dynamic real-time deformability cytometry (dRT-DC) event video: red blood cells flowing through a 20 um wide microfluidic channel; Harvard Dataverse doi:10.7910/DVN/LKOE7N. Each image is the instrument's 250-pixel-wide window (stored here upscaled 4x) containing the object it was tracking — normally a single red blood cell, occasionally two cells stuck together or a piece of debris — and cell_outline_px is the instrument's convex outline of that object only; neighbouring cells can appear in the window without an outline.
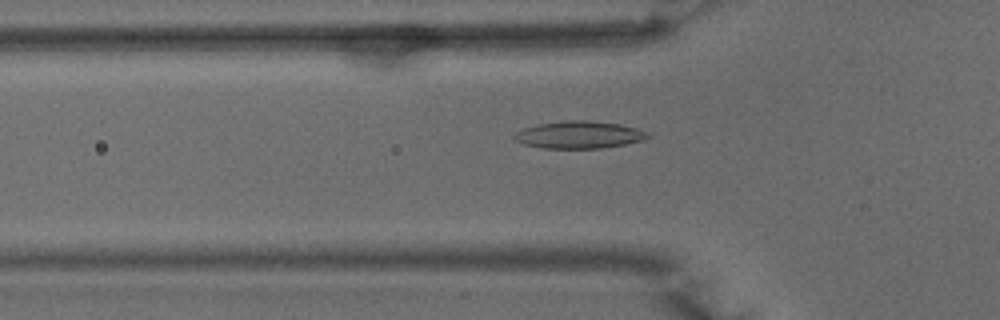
{"species": "common noctule bat (a hibernating species)", "species_latin": "Nyctalus noctula", "temperature_condition": "warm", "stored_images_in_passage": 50, "camera_frame_rate_fps": 3000, "um_per_image_px": 0.085, "animal": {"sex": "male", "body_mass_g": 15.6}, "frame": {"image": 1, "passage_image": 16, "time_ms": 5.0, "image_size_px": [1000, 320], "cell_outline_px": [[652, 136], [644, 140], [624, 144], [600, 148], [544, 148], [524, 144], [516, 140], [512, 136], [516, 132], [524, 128], [536, 124], [564, 120], [588, 120], [620, 124], [636, 128], [648, 132]], "centroid_in_image_um": [49.23, 11.44], "position_along_channel_um": 76.6, "area_um2": 21.27}}
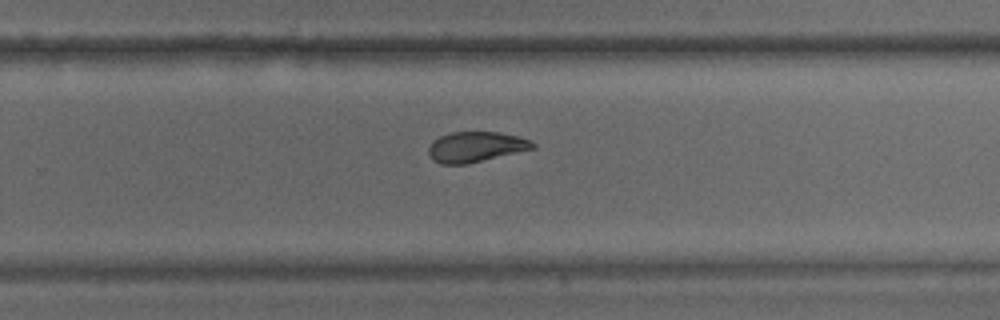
{"frame": {"image": 2, "passage_image": 32, "time_ms": 10.333, "image_size_px": [1000, 320], "cell_outline_px": [[536, 148], [468, 164], [440, 164], [432, 160], [428, 152], [428, 148], [432, 140], [440, 136], [452, 132], [500, 132], [516, 136], [528, 140], [536, 144]], "centroid_in_image_um": [40.41, 12.49], "position_along_channel_um": 289.4, "area_um2": 18.5}}
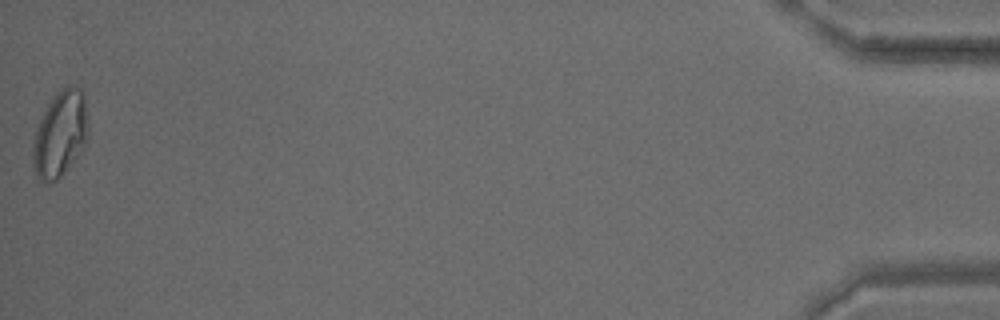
{"frame": {"image": 3, "passage_image": 50, "time_ms": 16.333, "image_size_px": [1000, 320], "cell_outline_px": [[88, 136], [84, 144], [64, 172], [56, 180], [40, 180], [36, 176], [32, 156], [32, 152], [36, 128], [48, 104], [56, 92], [68, 84], [72, 84], [80, 88], [84, 92], [88, 120]], "centroid_in_image_um": [5.13, 11.31], "position_along_channel_um": 430.1, "area_um2": 27.34}, "authors_computed_cell_mechanics": {"area_um2": 20.6346, "velocity_mm_per_s": 3.9712, "shape_relaxation_time_tau1_ms": null, "shape_relaxation_time_tau2_ms": 1.9851, "deformation_change_tau1": null, "deformation_change_tau2": 0.0742}}